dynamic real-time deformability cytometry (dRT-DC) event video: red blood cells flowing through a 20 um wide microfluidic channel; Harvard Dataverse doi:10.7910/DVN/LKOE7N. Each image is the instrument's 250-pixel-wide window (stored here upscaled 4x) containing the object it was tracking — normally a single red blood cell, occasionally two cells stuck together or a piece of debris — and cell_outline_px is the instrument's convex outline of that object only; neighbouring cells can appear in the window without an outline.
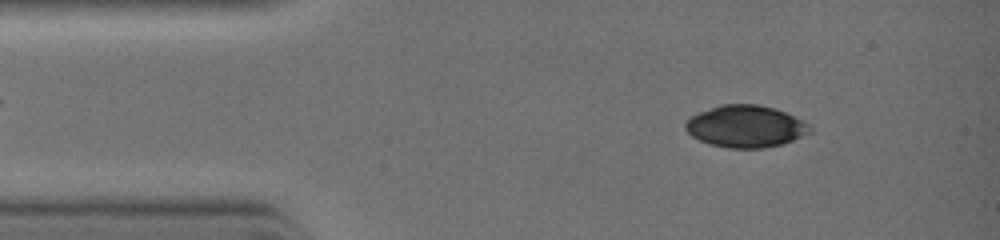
{"species": "common noctule bat (a hibernating species)", "species_latin": "Nyctalus noctula", "temperature_condition": "warm", "stored_images_in_passage": 7, "camera_frame_rate_fps": 3000, "um_per_image_px": 0.085, "animal": {"sex": "female", "body_mass_g": 19.0, "forearm_length_mm": 51.5}, "frame": {"image": 1, "passage_image": 3, "time_ms": 0.667, "image_size_px": [1000, 240], "cell_outline_px": [[812, 132], [792, 140], [780, 144], [760, 148], [732, 148], [712, 144], [700, 140], [692, 136], [684, 128], [684, 124], [692, 116], [700, 112], [720, 104], [760, 104], [776, 108], [808, 124], [812, 128]], "centroid_in_image_um": [63.37, 10.73], "position_along_channel_um": 21.6, "area_um2": 30.11}}